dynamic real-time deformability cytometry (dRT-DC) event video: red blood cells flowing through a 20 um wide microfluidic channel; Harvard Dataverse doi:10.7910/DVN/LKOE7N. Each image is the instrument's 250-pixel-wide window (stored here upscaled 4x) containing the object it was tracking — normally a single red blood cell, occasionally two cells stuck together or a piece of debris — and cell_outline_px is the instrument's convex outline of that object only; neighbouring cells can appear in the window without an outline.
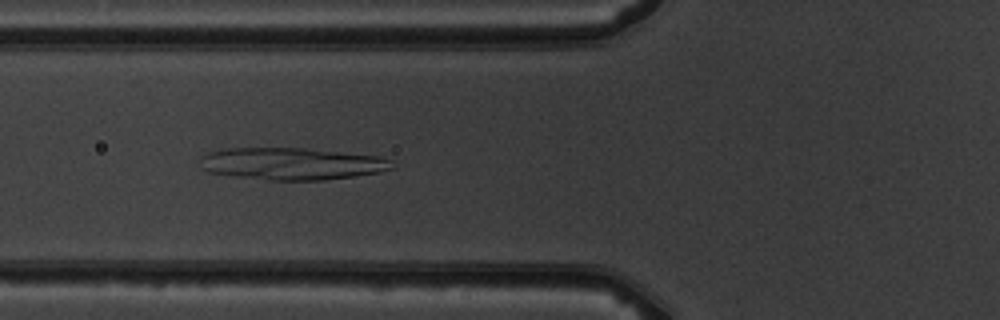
{"species": "common noctule bat (a hibernating species)", "species_latin": "Nyctalus noctula", "temperature_condition": "warm", "stored_images_in_passage": 6, "camera_frame_rate_fps": 3000, "um_per_image_px": 0.085, "animal": {"sex": "male", "body_mass_g": 19.5, "forearm_length_mm": 54.6}, "frame": {"image": 1, "passage_image": 5, "time_ms": 4.667, "image_size_px": [1000, 320], "cell_outline_px": [[392, 168], [380, 172], [356, 176], [324, 180], [272, 180], [232, 176], [208, 172], [200, 168], [200, 156], [208, 152], [228, 148], [308, 148], [380, 156], [392, 160]], "centroid_in_image_um": [24.78, 13.91], "position_along_channel_um": 101.0, "area_um2": 36.24}}